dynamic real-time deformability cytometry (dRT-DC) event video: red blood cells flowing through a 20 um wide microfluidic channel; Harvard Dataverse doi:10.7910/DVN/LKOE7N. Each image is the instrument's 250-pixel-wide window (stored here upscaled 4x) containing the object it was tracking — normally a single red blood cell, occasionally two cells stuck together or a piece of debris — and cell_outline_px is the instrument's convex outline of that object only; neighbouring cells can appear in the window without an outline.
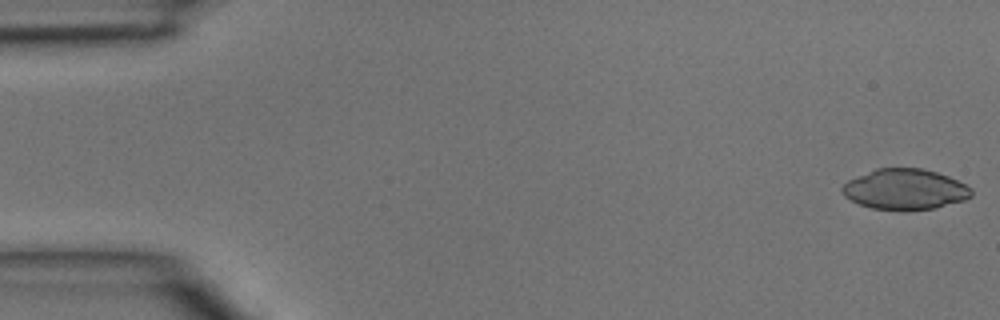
{"species": "common noctule bat (a hibernating species)", "species_latin": "Nyctalus noctula", "temperature_condition": "room temperature", "stored_images_in_passage": 4, "camera_frame_rate_fps": 3000, "um_per_image_px": 0.085, "animal": {"sex": "male", "body_mass_g": 15.6}, "frame": {"image": 1, "passage_image": 1, "time_ms": 0.0, "image_size_px": [1000, 320], "cell_outline_px": [[972, 196], [964, 200], [936, 208], [904, 212], [900, 212], [872, 208], [860, 204], [844, 196], [840, 192], [840, 188], [848, 180], [876, 168], [920, 168], [936, 172], [948, 176], [972, 188]], "centroid_in_image_um": [76.91, 16.12], "position_along_channel_um": 8.1, "area_um2": 30.92}}